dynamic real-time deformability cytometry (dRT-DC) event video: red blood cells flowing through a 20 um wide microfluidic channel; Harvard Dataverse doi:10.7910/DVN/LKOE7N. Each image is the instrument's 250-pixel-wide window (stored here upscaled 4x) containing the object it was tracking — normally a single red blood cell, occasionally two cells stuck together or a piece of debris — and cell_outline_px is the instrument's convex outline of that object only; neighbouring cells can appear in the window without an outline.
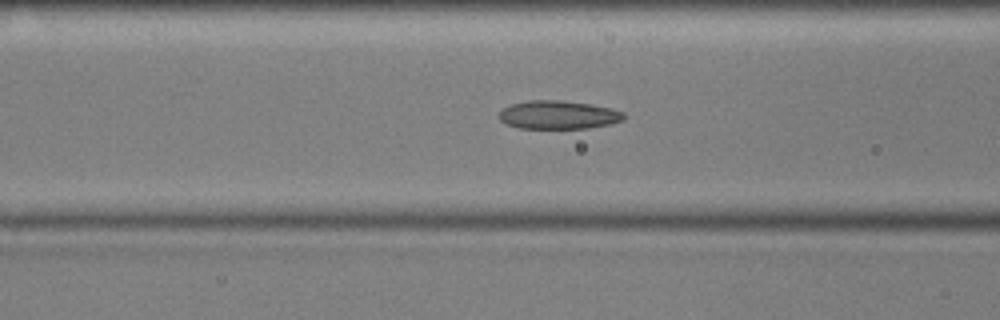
{"species": "common noctule bat (a hibernating species)", "species_latin": "Nyctalus noctula", "temperature_condition": "cold", "stored_images_in_passage": 55, "camera_frame_rate_fps": 3000, "um_per_image_px": 0.085, "animal": {"sex": "male", "body_mass_g": 17.9, "forearm_length_mm": 54.2}, "frame": {"image": 1, "passage_image": 21, "time_ms": 6.667, "image_size_px": [1000, 320], "cell_outline_px": [[624, 120], [612, 124], [588, 128], [516, 128], [504, 124], [500, 120], [500, 112], [504, 108], [512, 104], [528, 100], [560, 100], [588, 104], [612, 108], [624, 112]], "centroid_in_image_um": [47.47, 9.77], "position_along_channel_um": 119.1, "area_um2": 20.69}}
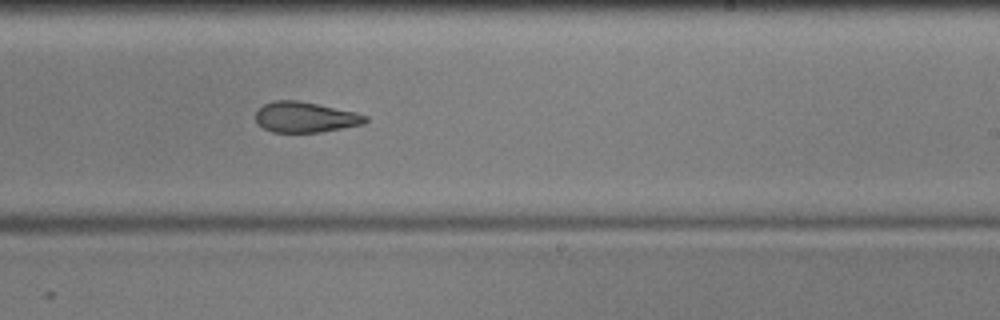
{"frame": {"image": 2, "passage_image": 33, "time_ms": 10.667, "image_size_px": [1000, 320], "cell_outline_px": [[368, 120], [364, 124], [320, 132], [272, 132], [256, 124], [256, 112], [264, 104], [272, 100], [296, 100], [356, 112], [368, 116]], "centroid_in_image_um": [25.94, 9.96], "position_along_channel_um": 263.1, "area_um2": 19.48}}
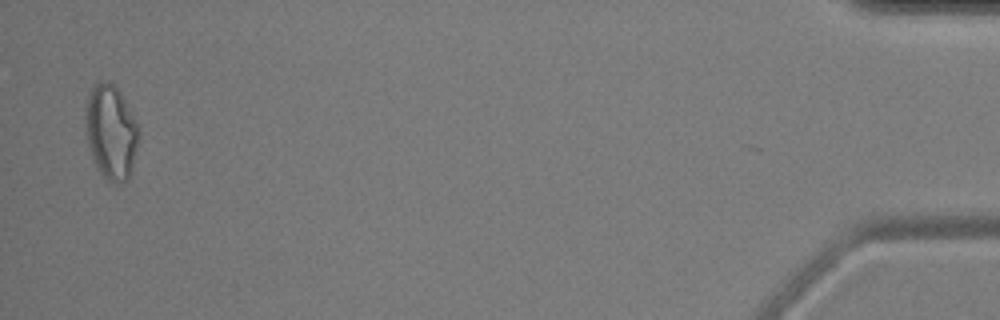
{"frame": {"image": 3, "passage_image": 54, "time_ms": 17.667, "image_size_px": [1000, 320], "cell_outline_px": [[136, 144], [132, 168], [128, 180], [120, 184], [112, 184], [100, 172], [92, 160], [88, 144], [84, 116], [84, 108], [88, 96], [92, 88], [100, 80], [108, 80], [120, 92], [136, 124]], "centroid_in_image_um": [9.37, 11.24], "position_along_channel_um": 425.8, "area_um2": 28.84}, "authors_computed_cell_mechanics": {"area_um2": 21.2704, "velocity_mm_per_s": 3.6052, "shape_relaxation_time_tau1_ms": null, "shape_relaxation_time_tau2_ms": 3.0771, "deformation_change_tau1": null, "deformation_change_tau2": 0.1011}}